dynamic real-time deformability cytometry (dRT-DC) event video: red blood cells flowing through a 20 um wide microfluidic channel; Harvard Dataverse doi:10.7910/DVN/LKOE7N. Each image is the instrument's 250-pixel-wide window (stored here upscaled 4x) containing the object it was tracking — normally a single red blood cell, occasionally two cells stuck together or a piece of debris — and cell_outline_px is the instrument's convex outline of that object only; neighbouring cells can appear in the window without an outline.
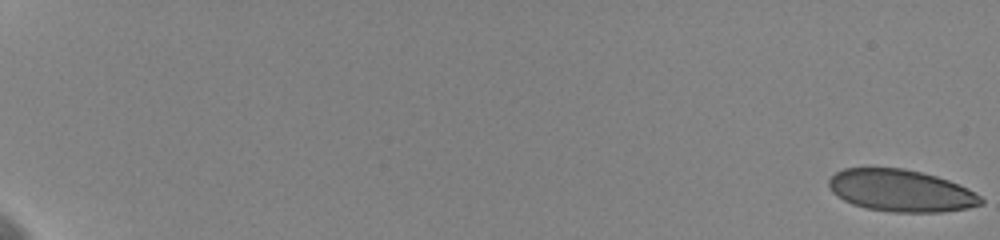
{"species": "human", "species_latin": "Homo sapiens", "temperature_condition": "cold", "stored_images_in_passage": 16, "camera_frame_rate_fps": 3000, "um_per_image_px": 0.085, "donor": {"sex": "female"}, "frame": {"image": 1, "passage_image": 1, "time_ms": 0.0, "image_size_px": [1000, 240], "cell_outline_px": [[984, 204], [968, 208], [944, 212], [892, 212], [868, 208], [852, 204], [836, 196], [832, 192], [828, 184], [828, 180], [836, 172], [844, 168], [904, 168], [936, 176], [948, 180], [968, 188], [980, 196], [984, 200]], "centroid_in_image_um": [76.59, 16.21], "position_along_channel_um": 8.4, "area_um2": 37.28}}
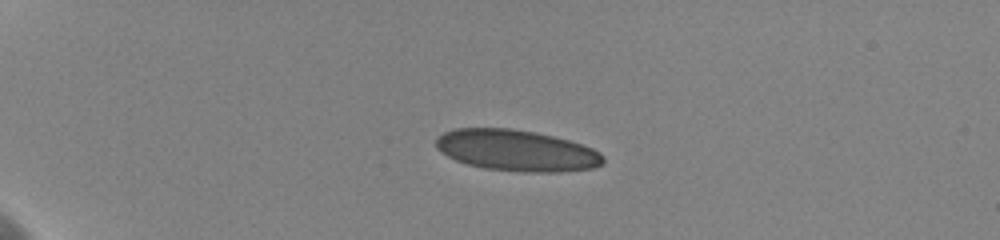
{"frame": {"image": 2, "passage_image": 10, "time_ms": 5.333, "image_size_px": [1000, 240], "cell_outline_px": [[604, 164], [592, 168], [560, 172], [524, 172], [484, 168], [468, 164], [456, 160], [440, 152], [436, 148], [436, 140], [444, 132], [456, 128], [512, 128], [536, 132], [568, 140], [592, 148], [600, 152], [604, 156]], "centroid_in_image_um": [43.92, 12.79], "position_along_channel_um": 41.1, "area_um2": 40.17}}